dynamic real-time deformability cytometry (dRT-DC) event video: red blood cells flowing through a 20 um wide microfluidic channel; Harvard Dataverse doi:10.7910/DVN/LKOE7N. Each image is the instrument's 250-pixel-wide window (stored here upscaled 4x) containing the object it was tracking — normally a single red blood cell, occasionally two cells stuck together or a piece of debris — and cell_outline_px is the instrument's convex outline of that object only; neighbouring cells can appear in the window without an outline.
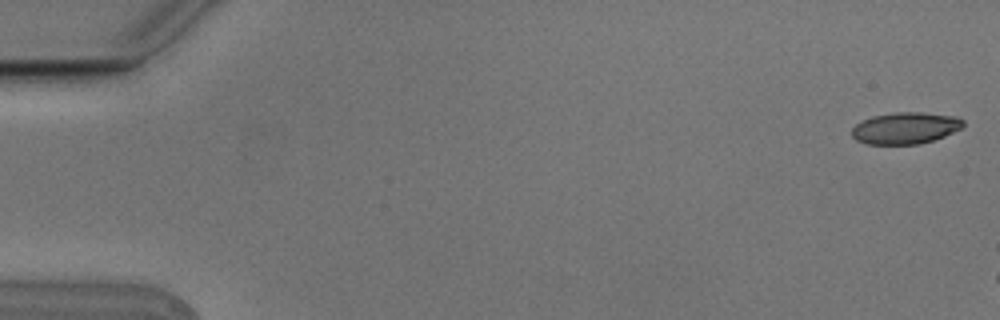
{"species": "Egyptian fruit bat (a non-hibernating species)", "species_latin": "Rousettus aegyptiacus", "temperature_condition": "cold", "stored_images_in_passage": 4, "camera_frame_rate_fps": 3000, "um_per_image_px": 0.085, "animal": {"sex": "male"}, "frame": {"image": 1, "passage_image": 1, "time_ms": 0.0, "image_size_px": [1000, 320], "cell_outline_px": [[964, 124], [960, 128], [944, 136], [920, 144], [868, 144], [856, 140], [852, 136], [852, 128], [856, 124], [872, 116], [896, 112], [924, 112], [956, 116], [964, 120]], "centroid_in_image_um": [76.96, 10.88], "position_along_channel_um": 8.0, "area_um2": 20.46}}